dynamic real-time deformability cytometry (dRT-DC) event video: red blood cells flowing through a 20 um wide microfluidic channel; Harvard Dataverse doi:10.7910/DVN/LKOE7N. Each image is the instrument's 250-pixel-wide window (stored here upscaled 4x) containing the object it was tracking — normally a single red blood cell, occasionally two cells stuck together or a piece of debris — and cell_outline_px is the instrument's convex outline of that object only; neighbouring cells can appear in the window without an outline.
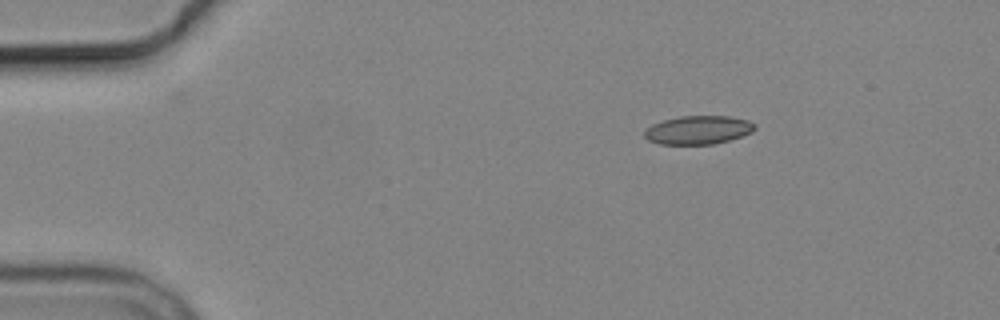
{"species": "common noctule bat (a hibernating species)", "species_latin": "Nyctalus noctula", "temperature_condition": "cold", "stored_images_in_passage": 3, "camera_frame_rate_fps": 3000, "um_per_image_px": 0.085, "animal": {"sex": "male", "body_mass_g": 19.2, "forearm_length_mm": 51.8}, "frame": {"image": 1, "passage_image": 1, "time_ms": 0.0, "image_size_px": [1000, 320], "cell_outline_px": [[756, 128], [752, 132], [728, 140], [712, 144], [660, 144], [648, 140], [644, 136], [644, 132], [652, 124], [664, 120], [680, 116], [728, 116], [748, 120], [756, 124]], "centroid_in_image_um": [59.35, 11.04], "position_along_channel_um": 25.7, "area_um2": 18.21}}